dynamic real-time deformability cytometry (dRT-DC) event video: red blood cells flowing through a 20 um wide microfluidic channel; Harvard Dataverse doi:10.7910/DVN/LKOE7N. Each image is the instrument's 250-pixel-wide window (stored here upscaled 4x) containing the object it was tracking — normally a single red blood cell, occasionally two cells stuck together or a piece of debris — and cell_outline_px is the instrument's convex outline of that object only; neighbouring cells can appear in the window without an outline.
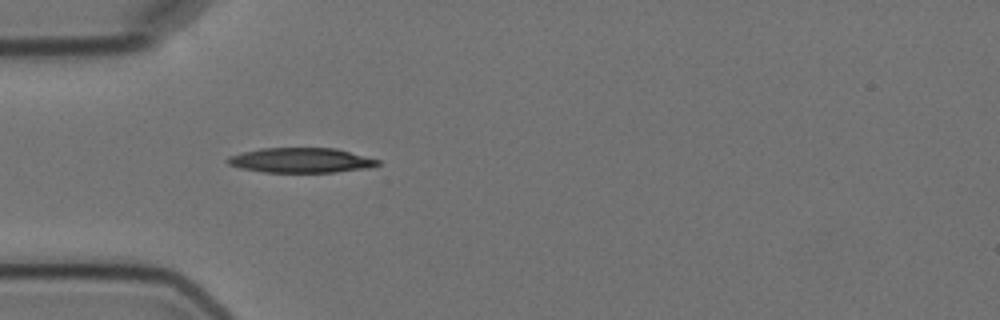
{"species": "Egyptian fruit bat (a non-hibernating species)", "species_latin": "Rousettus aegyptiacus", "temperature_condition": "cold", "stored_images_in_passage": 1, "camera_frame_rate_fps": 3000, "um_per_image_px": 0.085, "animal": {"sex": "female"}, "frame": {"image": 1, "passage_image": 1, "time_ms": 0.0, "image_size_px": [1000, 320], "cell_outline_px": [[380, 164], [372, 168], [336, 172], [264, 172], [240, 168], [228, 164], [224, 160], [228, 156], [260, 148], [336, 148], [380, 160]], "centroid_in_image_um": [25.59, 13.63], "position_along_channel_um": 59.4, "area_um2": 21.91}}